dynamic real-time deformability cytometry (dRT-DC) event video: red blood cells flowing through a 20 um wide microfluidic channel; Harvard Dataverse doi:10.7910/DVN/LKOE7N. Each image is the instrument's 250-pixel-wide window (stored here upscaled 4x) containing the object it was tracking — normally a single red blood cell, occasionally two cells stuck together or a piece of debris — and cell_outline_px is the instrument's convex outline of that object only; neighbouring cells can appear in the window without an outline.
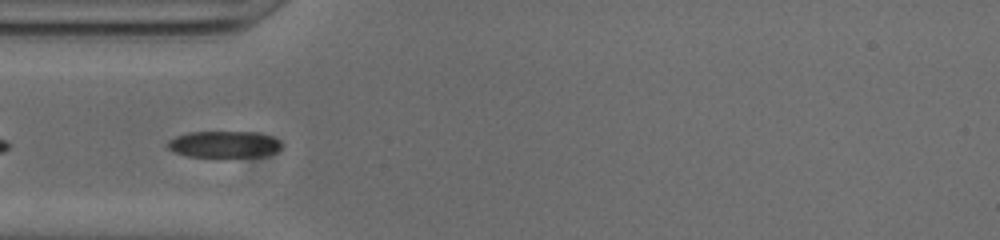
{"species": "common noctule bat (a hibernating species)", "species_latin": "Nyctalus noctula", "temperature_condition": "cold", "stored_images_in_passage": 8, "camera_frame_rate_fps": 3000, "um_per_image_px": 0.085, "animal": {"sex": "male", "body_mass_g": 20.0, "forearm_length_mm": 53.3}, "frame": {"image": 1, "passage_image": 3, "time_ms": 0.667, "image_size_px": [1000, 240], "cell_outline_px": [[280, 148], [276, 152], [260, 156], [188, 156], [176, 152], [168, 148], [168, 140], [176, 136], [188, 132], [256, 132], [272, 136], [280, 144]], "centroid_in_image_um": [19.03, 12.25], "position_along_channel_um": 66.0, "area_um2": 17.28}}